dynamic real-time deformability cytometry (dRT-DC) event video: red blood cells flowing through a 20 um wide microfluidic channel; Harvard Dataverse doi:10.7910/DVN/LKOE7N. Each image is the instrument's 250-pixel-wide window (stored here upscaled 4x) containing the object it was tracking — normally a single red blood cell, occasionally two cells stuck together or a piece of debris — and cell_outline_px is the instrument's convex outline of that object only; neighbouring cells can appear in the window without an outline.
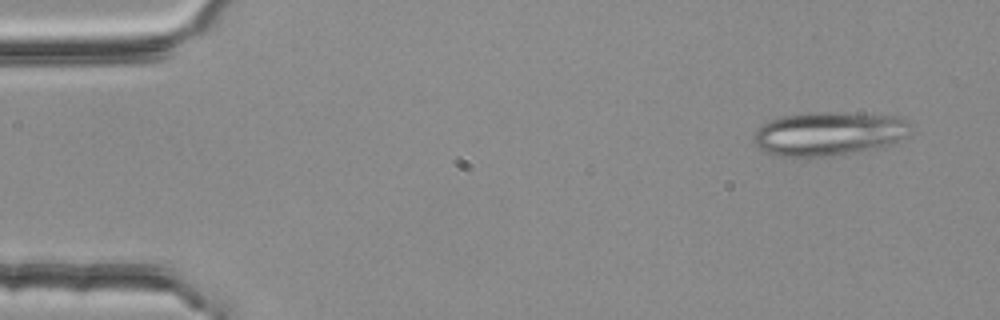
{"species": "common noctule bat (a hibernating species)", "species_latin": "Nyctalus noctula", "temperature_condition": "room temperature", "stored_images_in_passage": 4, "camera_frame_rate_fps": 3000, "um_per_image_px": 0.085, "animal": {"sex": "female", "body_mass_g": 25.1}, "frame": {"image": 1, "passage_image": 1, "time_ms": 0.0, "image_size_px": [1000, 320], "cell_outline_px": [[908, 136], [892, 144], [824, 156], [780, 156], [764, 152], [756, 144], [756, 128], [768, 120], [784, 116], [812, 112], [824, 112], [896, 116], [908, 120]], "centroid_in_image_um": [70.42, 11.34], "position_along_channel_um": 14.6, "area_um2": 39.13}}